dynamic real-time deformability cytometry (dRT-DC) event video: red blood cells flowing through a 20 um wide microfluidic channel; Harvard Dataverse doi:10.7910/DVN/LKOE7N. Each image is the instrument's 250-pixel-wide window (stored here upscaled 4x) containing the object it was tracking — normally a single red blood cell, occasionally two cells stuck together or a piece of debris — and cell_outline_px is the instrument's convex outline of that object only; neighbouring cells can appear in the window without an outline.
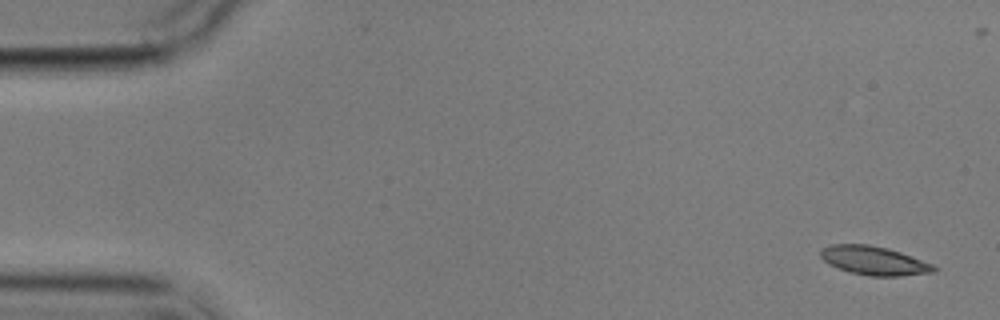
{"species": "common noctule bat (a hibernating species)", "species_latin": "Nyctalus noctula", "temperature_condition": "cold", "stored_images_in_passage": 5, "camera_frame_rate_fps": 3000, "um_per_image_px": 0.085, "animal": {"sex": "male", "body_mass_g": 17.9}, "frame": {"image": 1, "passage_image": 1, "time_ms": 0.0, "image_size_px": [1000, 320], "cell_outline_px": [[940, 268], [936, 272], [900, 276], [868, 276], [848, 272], [828, 264], [820, 256], [820, 248], [832, 244], [868, 244], [888, 248], [900, 252], [932, 264]], "centroid_in_image_um": [74.28, 22.16], "position_along_channel_um": 10.7, "area_um2": 19.19}}
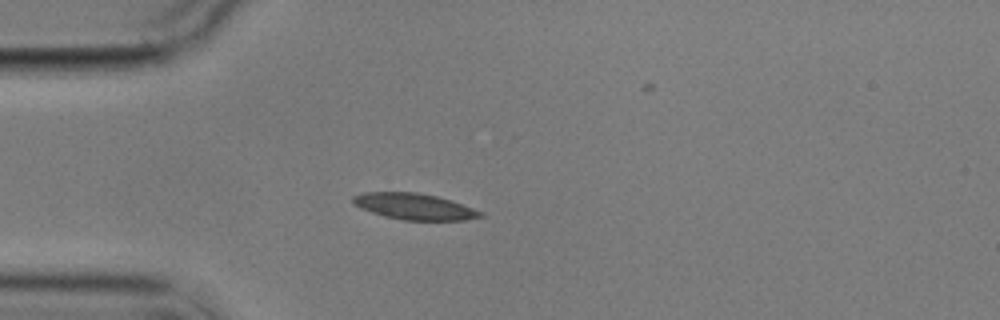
{"frame": {"image": 2, "passage_image": 4, "time_ms": 4.333, "image_size_px": [1000, 320], "cell_outline_px": [[484, 216], [464, 220], [404, 220], [384, 216], [360, 208], [352, 204], [352, 196], [364, 192], [416, 192], [436, 196], [484, 212]], "centroid_in_image_um": [35.17, 17.55], "position_along_channel_um": 49.8, "area_um2": 19.31}}